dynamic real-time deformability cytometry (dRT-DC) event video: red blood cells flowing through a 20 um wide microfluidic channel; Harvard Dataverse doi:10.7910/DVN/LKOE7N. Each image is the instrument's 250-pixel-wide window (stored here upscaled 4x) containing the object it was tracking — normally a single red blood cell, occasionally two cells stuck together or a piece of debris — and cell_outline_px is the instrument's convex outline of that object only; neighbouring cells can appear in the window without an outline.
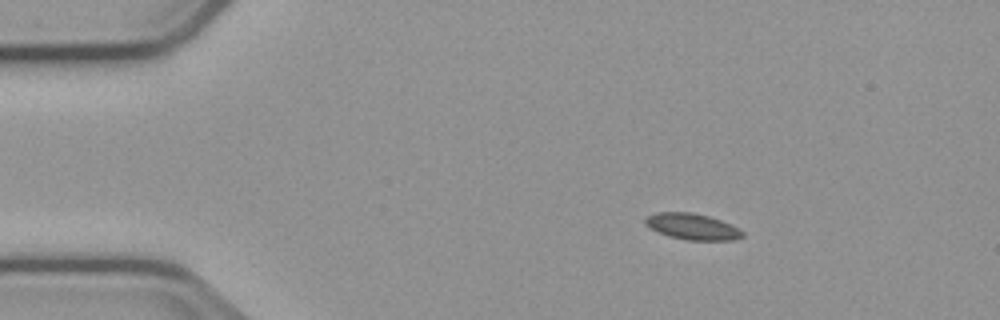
{"species": "common noctule bat (a hibernating species)", "species_latin": "Nyctalus noctula", "temperature_condition": "cold", "stored_images_in_passage": 47, "camera_frame_rate_fps": 3000, "um_per_image_px": 0.085, "animal": {"sex": "male", "body_mass_g": 23.1, "forearm_length_mm": 52.7}, "frame": {"image": 1, "passage_image": 1, "time_ms": 0.0, "image_size_px": [1000, 320], "cell_outline_px": [[744, 236], [732, 240], [688, 240], [668, 236], [648, 228], [644, 224], [644, 216], [656, 212], [692, 212], [708, 216], [732, 224], [740, 228], [744, 232]], "centroid_in_image_um": [58.81, 19.25], "position_along_channel_um": 26.2, "area_um2": 15.09}}
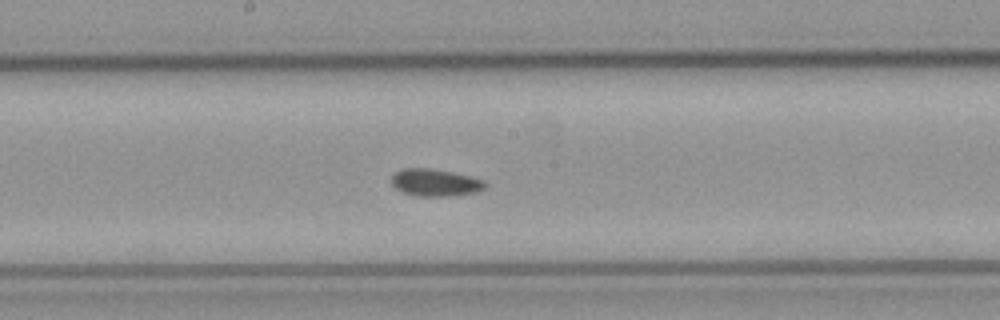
{"frame": {"image": 2, "passage_image": 21, "time_ms": 6.667, "image_size_px": [1000, 320], "cell_outline_px": [[488, 184], [484, 188], [476, 192], [456, 196], [416, 196], [404, 192], [396, 188], [392, 184], [392, 176], [396, 172], [404, 168], [432, 168], [472, 176], [484, 180]], "centroid_in_image_um": [37.04, 15.52], "position_along_channel_um": 211.2, "area_um2": 14.97}}
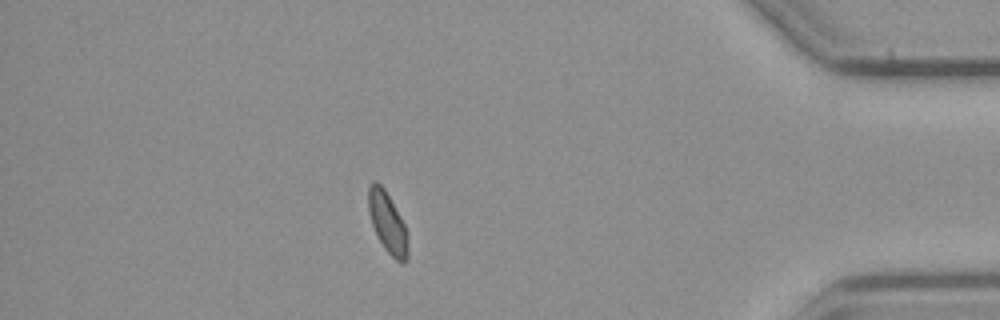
{"frame": {"image": 3, "passage_image": 40, "time_ms": 13.0, "image_size_px": [1000, 320], "cell_outline_px": [[408, 260], [404, 264], [400, 264], [384, 248], [372, 224], [368, 212], [368, 188], [372, 180], [376, 180], [384, 188], [404, 224], [408, 248]], "centroid_in_image_um": [32.93, 18.93], "position_along_channel_um": 402.3, "area_um2": 13.81}, "authors_computed_cell_mechanics": {"area_um2": 14.5078, "velocity_mm_per_s": 3.7415, "shape_relaxation_time_tau1_ms": null, "shape_relaxation_time_tau2_ms": 5.0427, "deformation_change_tau1": null, "deformation_change_tau2": 0.0831}}